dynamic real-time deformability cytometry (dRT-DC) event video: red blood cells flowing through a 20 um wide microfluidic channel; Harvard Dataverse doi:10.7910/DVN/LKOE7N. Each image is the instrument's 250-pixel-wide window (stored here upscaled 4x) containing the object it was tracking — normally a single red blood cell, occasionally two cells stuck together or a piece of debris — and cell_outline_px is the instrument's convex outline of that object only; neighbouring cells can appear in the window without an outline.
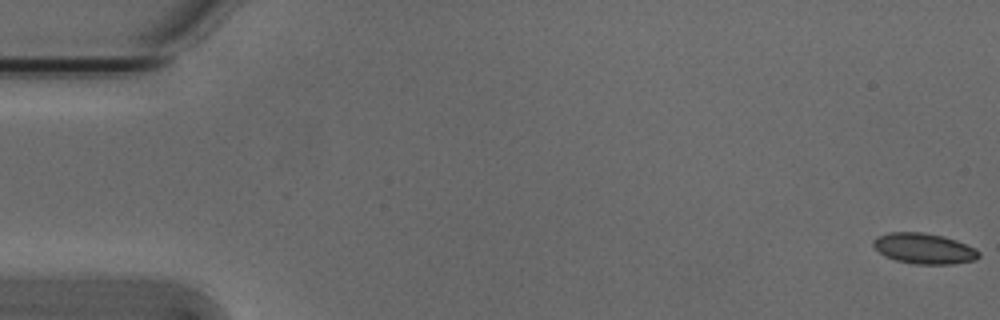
{"species": "Egyptian fruit bat (a non-hibernating species)", "species_latin": "Rousettus aegyptiacus", "temperature_condition": "cold", "stored_images_in_passage": 55, "camera_frame_rate_fps": 3000, "um_per_image_px": 0.085, "animal": {"sex": "male"}, "frame": {"image": 1, "passage_image": 1, "time_ms": 0.0, "image_size_px": [1000, 320], "cell_outline_px": [[980, 256], [976, 260], [952, 264], [916, 264], [896, 260], [884, 256], [872, 244], [872, 240], [876, 236], [888, 232], [924, 232], [944, 236], [956, 240], [976, 248], [980, 252]], "centroid_in_image_um": [78.55, 21.11], "position_along_channel_um": 6.5, "area_um2": 19.02}}
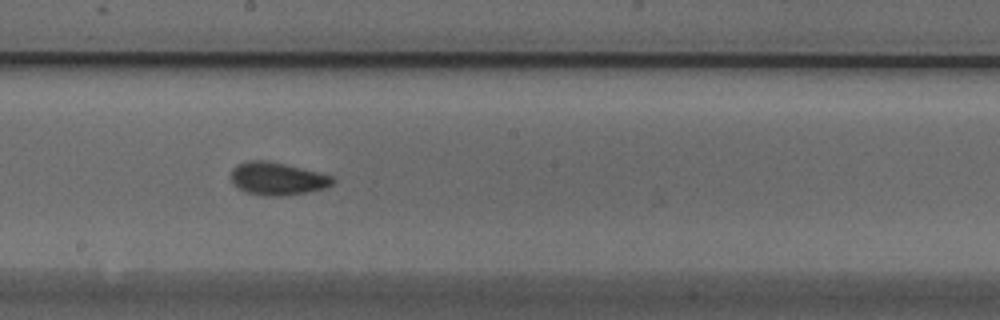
{"frame": {"image": 2, "passage_image": 30, "time_ms": 9.667, "image_size_px": [1000, 320], "cell_outline_px": [[336, 180], [332, 184], [324, 188], [308, 192], [280, 196], [264, 196], [248, 192], [232, 184], [232, 168], [236, 164], [248, 160], [268, 160], [336, 176]], "centroid_in_image_um": [23.6, 15.17], "position_along_channel_um": 224.6, "area_um2": 19.54}}
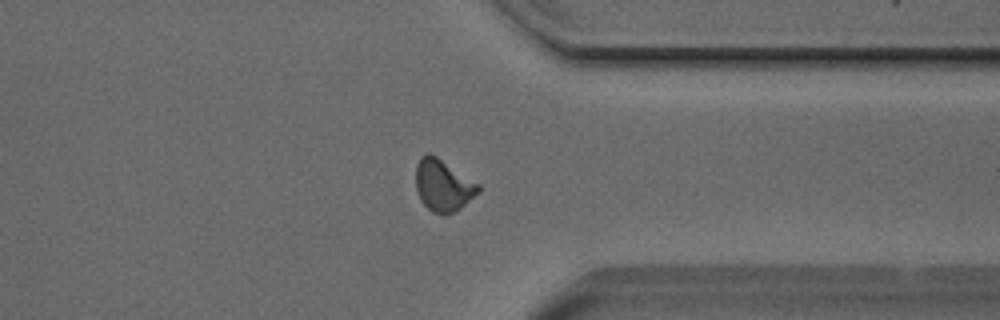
{"frame": {"image": 3, "passage_image": 42, "time_ms": 13.667, "image_size_px": [1000, 320], "cell_outline_px": [[480, 192], [460, 208], [444, 216], [432, 212], [420, 200], [416, 192], [416, 164], [420, 156], [428, 152], [436, 156], [480, 184]], "centroid_in_image_um": [37.65, 15.76], "position_along_channel_um": 373.8, "area_um2": 19.02}, "authors_computed_cell_mechanics": {"area_um2": 18.4382, "velocity_mm_per_s": 3.8218, "shape_relaxation_time_tau1_ms": 5.9918, "shape_relaxation_time_tau2_ms": 1.6687, "deformation_change_tau1": 0.1225, "deformation_change_tau2": 0.0419}}